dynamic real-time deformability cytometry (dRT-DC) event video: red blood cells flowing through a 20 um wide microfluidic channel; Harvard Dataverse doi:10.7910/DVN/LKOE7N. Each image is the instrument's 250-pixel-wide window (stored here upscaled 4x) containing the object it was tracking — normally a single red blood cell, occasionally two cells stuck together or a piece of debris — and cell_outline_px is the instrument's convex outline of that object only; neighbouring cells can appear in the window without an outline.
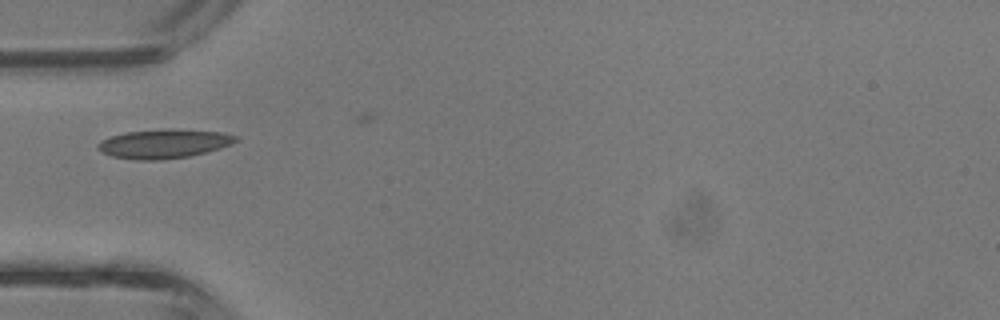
{"species": "common noctule bat (a hibernating species)", "species_latin": "Nyctalus noctula", "temperature_condition": "room temperature", "stored_images_in_passage": 5, "camera_frame_rate_fps": 3000, "um_per_image_px": 0.085, "animal": {"sex": "male", "body_mass_g": 13.3}, "frame": {"image": 1, "passage_image": 4, "time_ms": 1.0, "image_size_px": [1000, 320], "cell_outline_px": [[240, 140], [232, 144], [220, 148], [188, 156], [160, 160], [136, 160], [112, 156], [100, 152], [96, 148], [96, 144], [100, 140], [112, 136], [128, 132], [168, 128], [224, 132], [236, 136]], "centroid_in_image_um": [13.92, 12.21], "position_along_channel_um": 71.1, "area_um2": 23.47}}